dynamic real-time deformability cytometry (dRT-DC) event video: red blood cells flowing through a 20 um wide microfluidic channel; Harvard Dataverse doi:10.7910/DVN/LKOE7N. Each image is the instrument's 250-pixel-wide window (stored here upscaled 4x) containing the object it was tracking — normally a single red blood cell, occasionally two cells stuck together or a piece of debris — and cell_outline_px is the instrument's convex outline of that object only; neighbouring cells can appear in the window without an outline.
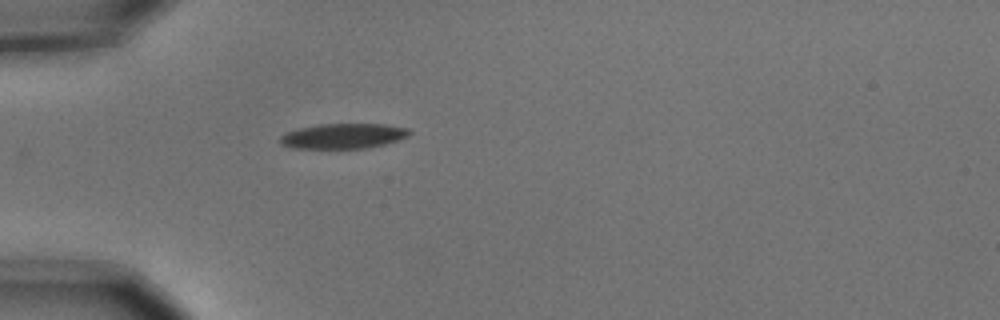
{"species": "common noctule bat (a hibernating species)", "species_latin": "Nyctalus noctula", "temperature_condition": "cold", "stored_images_in_passage": 2, "camera_frame_rate_fps": 3000, "um_per_image_px": 0.085, "animal": {"sex": "male", "body_mass_g": 15.6}, "frame": {"image": 1, "passage_image": 2, "time_ms": 0.333, "image_size_px": [1000, 320], "cell_outline_px": [[412, 132], [408, 136], [400, 140], [368, 148], [292, 148], [280, 144], [280, 136], [288, 132], [300, 128], [320, 124], [384, 124], [408, 128]], "centroid_in_image_um": [29.21, 11.56], "position_along_channel_um": 55.8, "area_um2": 18.9}}